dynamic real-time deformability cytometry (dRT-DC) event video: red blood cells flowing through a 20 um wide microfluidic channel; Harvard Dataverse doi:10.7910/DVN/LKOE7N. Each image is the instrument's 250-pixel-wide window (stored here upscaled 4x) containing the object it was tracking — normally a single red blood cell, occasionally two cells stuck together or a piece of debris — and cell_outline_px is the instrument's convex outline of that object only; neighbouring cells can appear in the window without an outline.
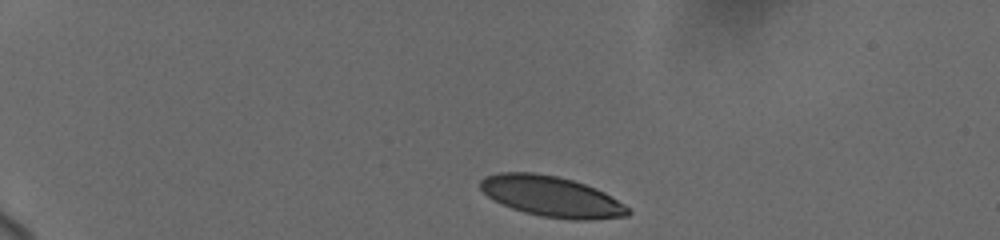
{"species": "human", "species_latin": "Homo sapiens", "temperature_condition": "cold", "stored_images_in_passage": 38, "camera_frame_rate_fps": 3000, "um_per_image_px": 0.085, "donor": {"sex": "female"}, "frame": {"image": 1, "passage_image": 1, "time_ms": 0.0, "image_size_px": [1000, 240], "cell_outline_px": [[632, 212], [628, 216], [588, 220], [572, 220], [540, 216], [524, 212], [512, 208], [488, 196], [480, 188], [480, 180], [484, 176], [500, 172], [532, 172], [556, 176], [572, 180], [596, 188], [604, 192], [624, 204]], "centroid_in_image_um": [46.89, 16.7], "position_along_channel_um": 38.1, "area_um2": 34.8}}
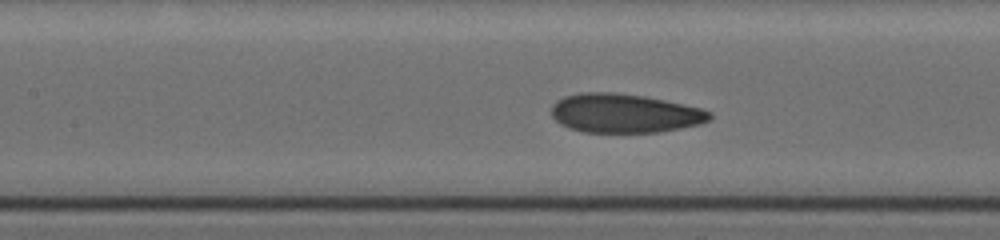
{"frame": {"image": 2, "passage_image": 22, "time_ms": 5.333, "image_size_px": [1000, 240], "cell_outline_px": [[712, 116], [708, 120], [700, 124], [660, 132], [584, 132], [568, 128], [560, 124], [552, 116], [552, 104], [556, 100], [564, 96], [580, 92], [616, 92], [644, 96], [664, 100], [700, 108], [712, 112]], "centroid_in_image_um": [53.05, 9.62], "position_along_channel_um": 154.3, "area_um2": 36.01}}
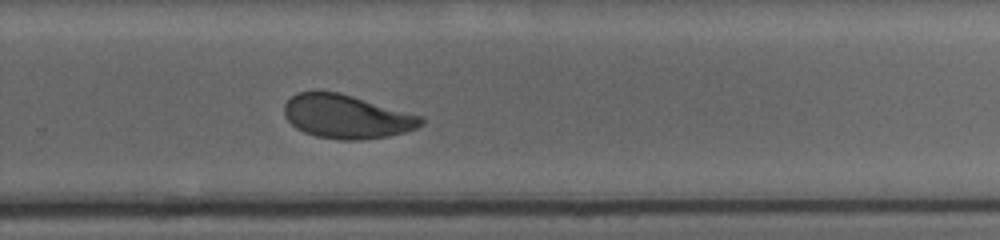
{"frame": {"image": 3, "passage_image": 38, "time_ms": 9.333, "image_size_px": [1000, 240], "cell_outline_px": [[424, 124], [416, 128], [404, 132], [388, 136], [360, 140], [340, 140], [316, 136], [304, 132], [296, 128], [284, 116], [284, 104], [296, 92], [340, 92], [424, 116]], "centroid_in_image_um": [29.49, 9.91], "position_along_channel_um": 300.3, "area_um2": 34.97}}